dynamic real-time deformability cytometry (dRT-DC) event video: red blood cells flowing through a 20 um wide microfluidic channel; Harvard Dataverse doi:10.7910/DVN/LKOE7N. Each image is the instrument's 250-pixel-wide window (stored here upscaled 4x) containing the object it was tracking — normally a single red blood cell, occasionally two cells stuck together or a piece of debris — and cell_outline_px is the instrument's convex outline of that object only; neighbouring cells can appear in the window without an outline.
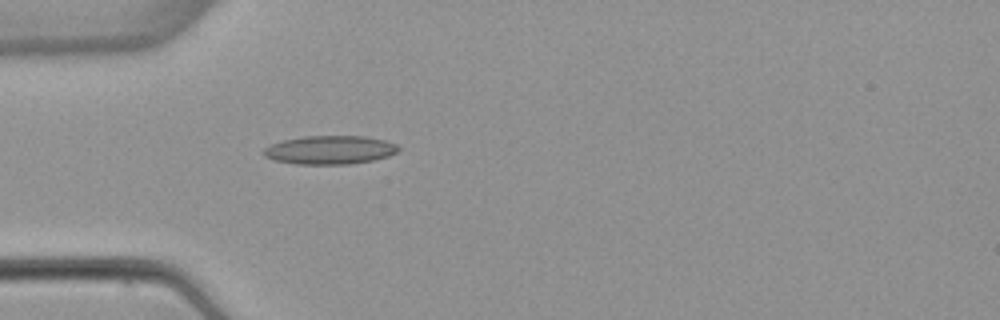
{"species": "common noctule bat (a hibernating species)", "species_latin": "Nyctalus noctula", "temperature_condition": "warm", "stored_images_in_passage": 1, "camera_frame_rate_fps": 3000, "um_per_image_px": 0.085, "animal": {"sex": "female", "body_mass_g": 22.7, "forearm_length_mm": 54.2}, "frame": {"image": 1, "passage_image": 1, "time_ms": 0.0, "image_size_px": [1000, 320], "cell_outline_px": [[400, 148], [396, 152], [388, 156], [372, 160], [348, 164], [296, 164], [272, 160], [264, 156], [260, 152], [264, 148], [272, 144], [284, 140], [304, 136], [364, 136], [384, 140], [396, 144]], "centroid_in_image_um": [27.99, 12.74], "position_along_channel_um": 57.0, "area_um2": 22.43}}